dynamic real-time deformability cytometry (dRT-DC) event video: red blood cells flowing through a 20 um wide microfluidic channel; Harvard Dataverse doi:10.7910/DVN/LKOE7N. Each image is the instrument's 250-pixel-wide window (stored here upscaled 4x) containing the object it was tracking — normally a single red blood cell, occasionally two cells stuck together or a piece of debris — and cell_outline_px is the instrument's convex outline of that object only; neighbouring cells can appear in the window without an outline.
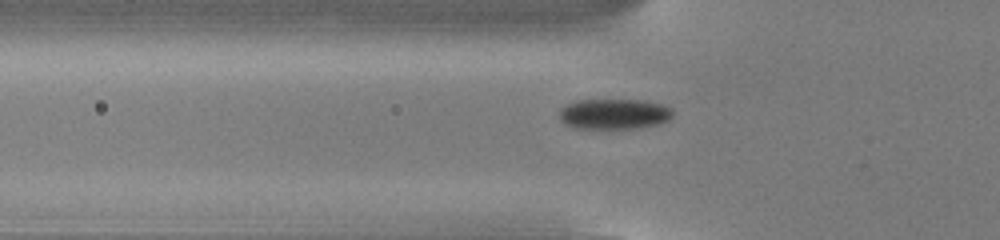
{"species": "common noctule bat (a hibernating species)", "species_latin": "Nyctalus noctula", "temperature_condition": "cold", "stored_images_in_passage": 39, "camera_frame_rate_fps": 3000, "um_per_image_px": 0.085, "animal": {"sex": "male", "body_mass_g": 13.0, "forearm_length_mm": 53.1}, "frame": {"image": 1, "passage_image": 4, "time_ms": 1.0, "image_size_px": [1000, 240], "cell_outline_px": [[672, 116], [668, 120], [660, 124], [640, 128], [576, 128], [564, 124], [560, 120], [560, 108], [564, 104], [576, 100], [644, 100], [664, 104], [672, 108]], "centroid_in_image_um": [52.2, 9.68], "position_along_channel_um": 73.6, "area_um2": 20.4}}
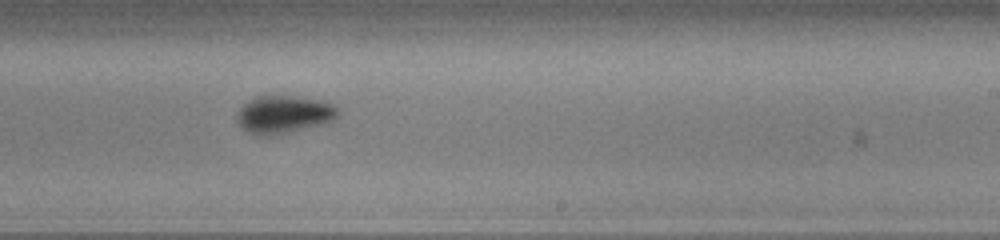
{"frame": {"image": 2, "passage_image": 19, "time_ms": 6.0, "image_size_px": [1000, 240], "cell_outline_px": [[340, 112], [332, 120], [320, 124], [268, 136], [260, 136], [248, 132], [236, 120], [236, 116], [240, 108], [248, 100], [256, 96], [292, 96], [324, 100], [340, 108]], "centroid_in_image_um": [24.12, 9.7], "position_along_channel_um": 264.9, "area_um2": 21.96}}
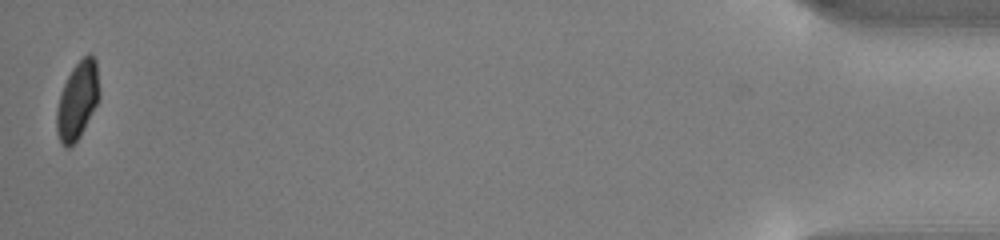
{"frame": {"image": 3, "passage_image": 39, "time_ms": 12.667, "image_size_px": [1000, 240], "cell_outline_px": [[100, 96], [80, 136], [68, 148], [64, 148], [56, 132], [56, 112], [60, 96], [64, 84], [72, 68], [88, 52], [96, 60], [100, 92]], "centroid_in_image_um": [6.59, 8.53], "position_along_channel_um": 428.6, "area_um2": 19.07}, "authors_computed_cell_mechanics": {"area_um2": 21.097, "velocity_mm_per_s": 3.8303, "shape_relaxation_time_tau1_ms": 2.0133, "shape_relaxation_time_tau2_ms": null, "deformation_change_tau1": 0.0794, "deformation_change_tau2": null}}